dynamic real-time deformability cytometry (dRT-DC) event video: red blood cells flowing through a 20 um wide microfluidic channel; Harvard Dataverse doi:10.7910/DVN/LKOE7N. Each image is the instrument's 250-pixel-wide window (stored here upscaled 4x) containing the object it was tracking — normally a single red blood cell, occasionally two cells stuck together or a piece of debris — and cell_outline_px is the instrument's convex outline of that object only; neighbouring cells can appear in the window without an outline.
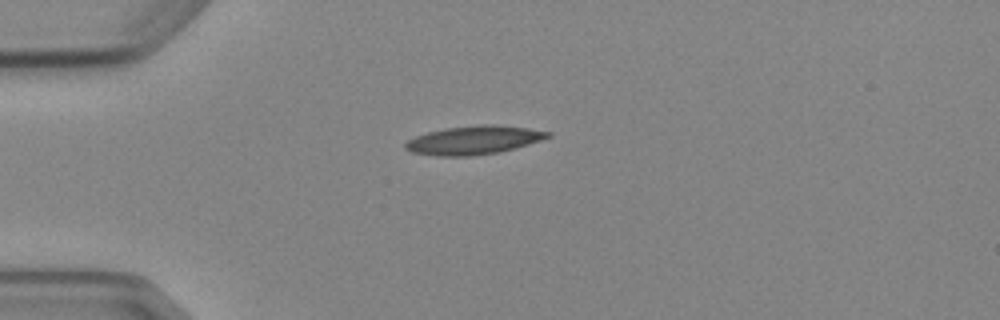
{"species": "Egyptian fruit bat (a non-hibernating species)", "species_latin": "Rousettus aegyptiacus", "temperature_condition": "cold", "stored_images_in_passage": 2, "camera_frame_rate_fps": 3000, "um_per_image_px": 0.085, "animal": {"sex": "female"}, "frame": {"image": 1, "passage_image": 2, "time_ms": 1.333, "image_size_px": [1000, 320], "cell_outline_px": [[552, 136], [528, 144], [500, 152], [472, 156], [436, 156], [412, 152], [404, 148], [404, 144], [408, 140], [416, 136], [428, 132], [448, 128], [484, 124], [496, 124], [528, 128], [552, 132]], "centroid_in_image_um": [40.28, 11.91], "position_along_channel_um": 44.7, "area_um2": 23.64}}